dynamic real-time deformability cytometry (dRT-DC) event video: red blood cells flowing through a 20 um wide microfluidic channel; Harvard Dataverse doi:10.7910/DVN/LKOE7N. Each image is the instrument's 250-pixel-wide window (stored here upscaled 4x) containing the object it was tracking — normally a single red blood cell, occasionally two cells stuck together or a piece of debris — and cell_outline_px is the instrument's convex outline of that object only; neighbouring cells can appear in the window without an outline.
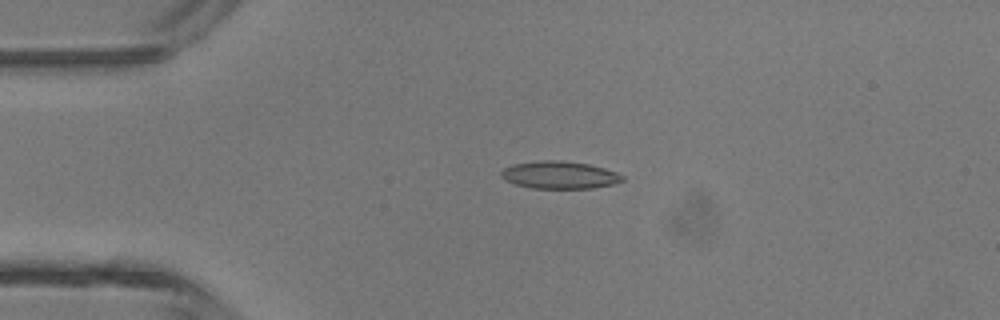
{"species": "common noctule bat (a hibernating species)", "species_latin": "Nyctalus noctula", "temperature_condition": "room temperature", "stored_images_in_passage": 44, "camera_frame_rate_fps": 3000, "um_per_image_px": 0.085, "animal": {"sex": "male", "body_mass_g": 13.3}, "frame": {"image": 1, "passage_image": 9, "time_ms": 2.667, "image_size_px": [1000, 320], "cell_outline_px": [[624, 180], [612, 184], [592, 188], [532, 188], [516, 184], [504, 180], [500, 176], [500, 172], [504, 168], [512, 164], [540, 160], [564, 160], [588, 164], [604, 168], [616, 172], [624, 176]], "centroid_in_image_um": [47.53, 14.86], "position_along_channel_um": 37.5, "area_um2": 19.48}}
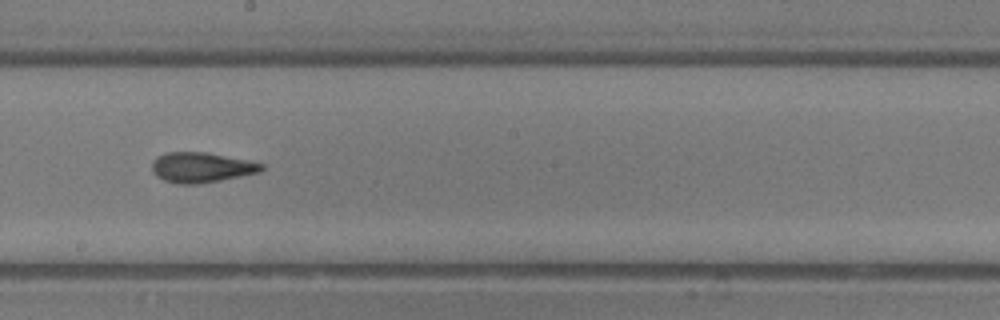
{"frame": {"image": 2, "passage_image": 24, "time_ms": 7.667, "image_size_px": [1000, 320], "cell_outline_px": [[264, 168], [260, 172], [220, 180], [196, 184], [176, 184], [164, 180], [156, 176], [152, 172], [152, 160], [156, 156], [168, 152], [208, 152], [248, 160], [264, 164]], "centroid_in_image_um": [17.09, 14.22], "position_along_channel_um": 231.1, "area_um2": 19.36}}
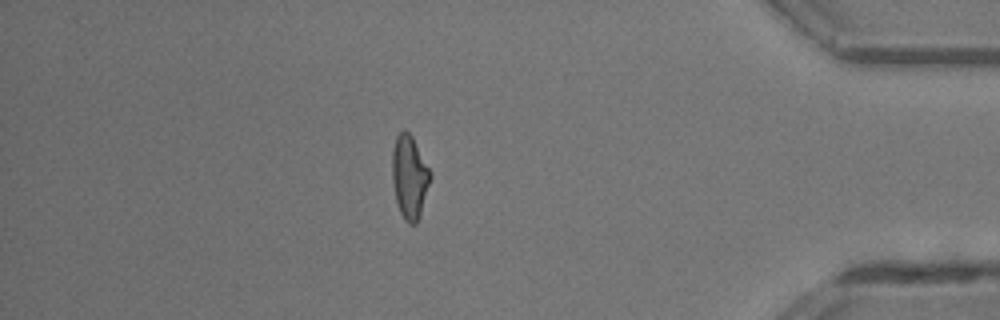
{"frame": {"image": 3, "passage_image": 38, "time_ms": 12.333, "image_size_px": [1000, 320], "cell_outline_px": [[432, 176], [420, 216], [416, 224], [408, 224], [404, 220], [400, 212], [396, 200], [392, 180], [392, 148], [396, 136], [404, 128], [412, 136], [432, 172]], "centroid_in_image_um": [34.81, 15.03], "position_along_channel_um": 400.4, "area_um2": 18.79}, "authors_computed_cell_mechanics": {"area_um2": 18.6405, "velocity_mm_per_s": 4.5232, "shape_relaxation_time_tau1_ms": 4.7008, "shape_relaxation_time_tau2_ms": 1.8598, "deformation_change_tau1": 0.1831, "deformation_change_tau2": 0.1001}}